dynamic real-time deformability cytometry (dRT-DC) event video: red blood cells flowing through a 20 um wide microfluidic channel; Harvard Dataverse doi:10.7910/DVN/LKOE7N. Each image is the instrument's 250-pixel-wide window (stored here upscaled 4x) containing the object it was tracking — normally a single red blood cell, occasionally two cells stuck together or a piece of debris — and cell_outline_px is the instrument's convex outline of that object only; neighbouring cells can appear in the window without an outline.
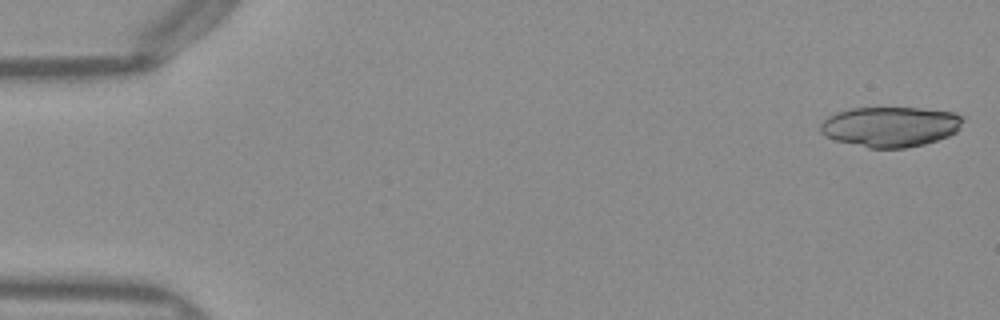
{"species": "Egyptian fruit bat (a non-hibernating species)", "species_latin": "Rousettus aegyptiacus", "temperature_condition": "warm", "stored_images_in_passage": 12, "camera_frame_rate_fps": 3000, "um_per_image_px": 0.085, "frame": {"image": 1, "passage_image": 1, "time_ms": 0.0, "image_size_px": [1000, 320], "cell_outline_px": [[960, 128], [956, 132], [948, 136], [924, 144], [904, 148], [868, 148], [836, 140], [824, 136], [820, 132], [820, 124], [828, 116], [836, 112], [852, 108], [920, 108], [952, 112], [960, 116]], "centroid_in_image_um": [75.63, 10.77], "position_along_channel_um": 9.4, "area_um2": 33.18}}